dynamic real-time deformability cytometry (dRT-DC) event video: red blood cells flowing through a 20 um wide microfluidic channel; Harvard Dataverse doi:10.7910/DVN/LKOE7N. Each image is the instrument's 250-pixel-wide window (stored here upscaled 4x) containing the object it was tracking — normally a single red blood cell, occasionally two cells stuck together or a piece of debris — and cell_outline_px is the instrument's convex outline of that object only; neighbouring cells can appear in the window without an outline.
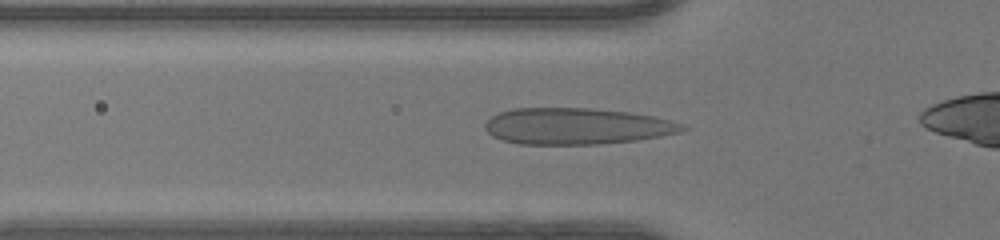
{"species": "human", "species_latin": "Homo sapiens", "temperature_condition": "warm", "stored_images_in_passage": 36, "camera_frame_rate_fps": 3000, "um_per_image_px": 0.085, "donor": {"sex": "female"}, "frame": {"image": 1, "passage_image": 10, "time_ms": 3.0, "image_size_px": [1000, 240], "cell_outline_px": [[688, 128], [680, 132], [660, 136], [636, 140], [600, 144], [520, 144], [504, 140], [492, 136], [484, 128], [484, 124], [492, 116], [500, 112], [512, 108], [588, 108], [628, 112], [652, 116], [684, 124]], "centroid_in_image_um": [48.99, 10.72], "position_along_channel_um": 76.8, "area_um2": 41.67}}
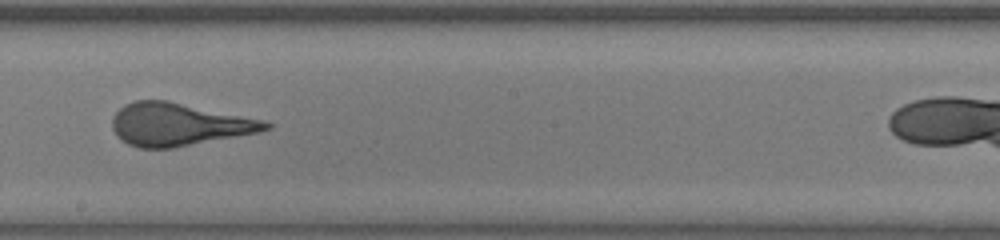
{"frame": {"image": 2, "passage_image": 21, "time_ms": 6.667, "image_size_px": [1000, 240], "cell_outline_px": [[272, 128], [260, 132], [172, 148], [140, 148], [128, 144], [120, 140], [116, 136], [112, 128], [112, 116], [124, 104], [132, 100], [168, 100], [260, 120], [272, 124]], "centroid_in_image_um": [15.12, 10.58], "position_along_channel_um": 233.1, "area_um2": 38.03}}
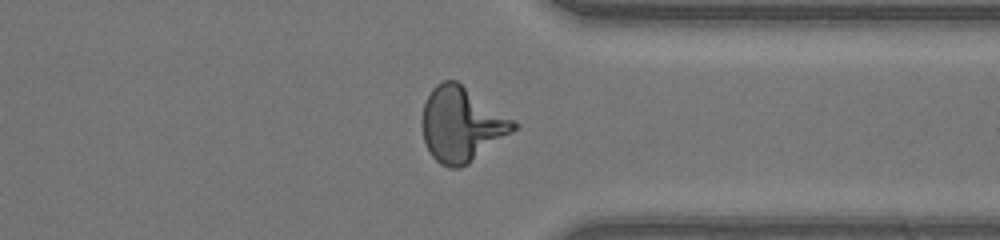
{"frame": {"image": 3, "passage_image": 31, "time_ms": 10.0, "image_size_px": [1000, 240], "cell_outline_px": [[520, 124], [512, 132], [468, 164], [460, 168], [448, 168], [440, 164], [432, 156], [424, 140], [420, 124], [420, 120], [424, 104], [432, 88], [436, 84], [444, 80], [456, 80]], "centroid_in_image_um": [39.2, 10.58], "position_along_channel_um": 372.2, "area_um2": 39.71}}